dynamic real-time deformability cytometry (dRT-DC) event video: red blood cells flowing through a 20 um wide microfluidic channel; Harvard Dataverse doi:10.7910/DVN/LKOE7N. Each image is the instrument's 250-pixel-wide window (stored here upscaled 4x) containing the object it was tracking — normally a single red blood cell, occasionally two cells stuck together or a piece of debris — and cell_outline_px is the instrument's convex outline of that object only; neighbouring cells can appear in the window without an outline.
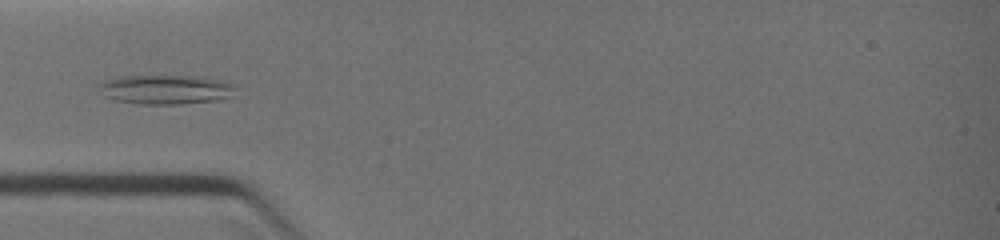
{"species": "common noctule bat (a hibernating species)", "species_latin": "Nyctalus noctula", "temperature_condition": "warm", "stored_images_in_passage": 12, "camera_frame_rate_fps": 3000, "um_per_image_px": 0.085, "animal": {"sex": "female", "body_mass_g": 19.0, "forearm_length_mm": 51.5}, "frame": {"image": 1, "passage_image": 9, "time_ms": 3.667, "image_size_px": [1000, 240], "cell_outline_px": [[232, 96], [216, 100], [180, 104], [144, 104], [116, 100], [104, 96], [100, 88], [100, 84], [104, 80], [120, 76], [204, 76], [228, 80], [232, 84]], "centroid_in_image_um": [14.12, 7.59], "position_along_channel_um": 70.9, "area_um2": 23.29}}